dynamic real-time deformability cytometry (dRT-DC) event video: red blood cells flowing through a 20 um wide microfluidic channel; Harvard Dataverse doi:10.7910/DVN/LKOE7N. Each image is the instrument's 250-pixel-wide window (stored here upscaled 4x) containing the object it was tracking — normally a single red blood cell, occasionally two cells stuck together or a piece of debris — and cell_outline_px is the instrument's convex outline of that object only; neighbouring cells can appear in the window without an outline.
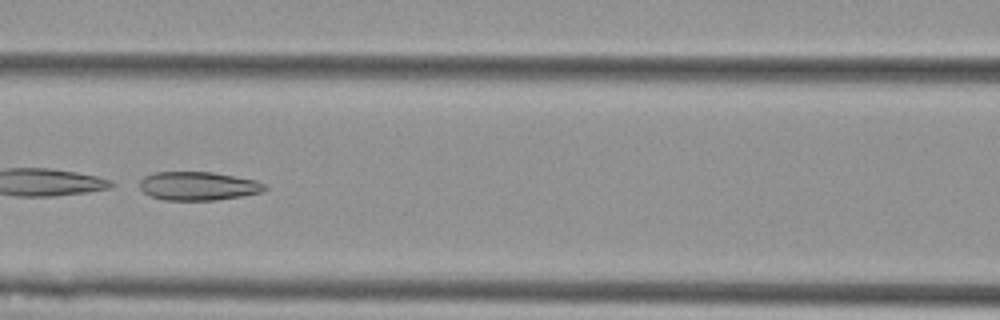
{"species": "Egyptian fruit bat (a non-hibernating species)", "species_latin": "Rousettus aegyptiacus", "temperature_condition": "cold", "stored_images_in_passage": 54, "camera_frame_rate_fps": 3000, "um_per_image_px": 0.085, "animal": {"sex": "female"}, "frame": {"image": 1, "passage_image": 24, "time_ms": 7.667, "image_size_px": [1000, 320], "cell_outline_px": [[268, 188], [260, 192], [240, 196], [212, 200], [164, 200], [152, 196], [144, 192], [140, 188], [140, 180], [144, 176], [156, 172], [212, 172], [256, 180], [264, 184]], "centroid_in_image_um": [16.82, 15.8], "position_along_channel_um": 149.8, "area_um2": 20.63}}
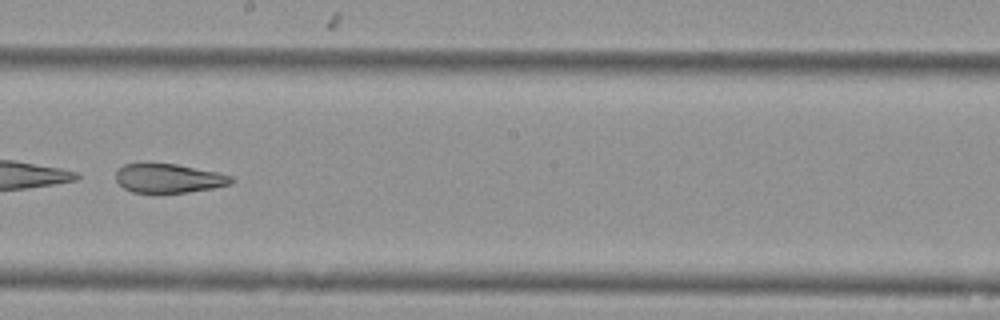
{"frame": {"image": 2, "passage_image": 31, "time_ms": 10.0, "image_size_px": [1000, 320], "cell_outline_px": [[236, 180], [232, 184], [212, 188], [188, 192], [160, 196], [132, 192], [124, 188], [116, 180], [116, 172], [124, 164], [176, 164], [216, 172], [232, 176]], "centroid_in_image_um": [14.34, 15.21], "position_along_channel_um": 233.9, "area_um2": 20.06}}